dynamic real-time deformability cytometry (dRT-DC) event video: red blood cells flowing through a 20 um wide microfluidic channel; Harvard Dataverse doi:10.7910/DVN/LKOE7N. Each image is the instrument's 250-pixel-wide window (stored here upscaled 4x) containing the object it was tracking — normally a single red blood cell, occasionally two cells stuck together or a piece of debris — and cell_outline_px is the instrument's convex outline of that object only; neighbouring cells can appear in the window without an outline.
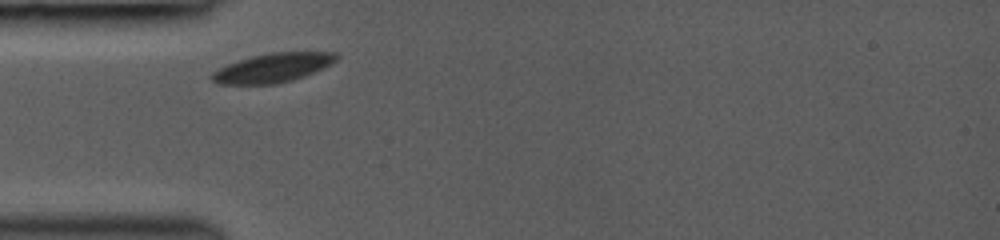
{"species": "common noctule bat (a hibernating species)", "species_latin": "Nyctalus noctula", "temperature_condition": "room temperature", "stored_images_in_passage": 4, "camera_frame_rate_fps": 3000, "um_per_image_px": 0.085, "animal": {"sex": "female", "body_mass_g": 19.0, "forearm_length_mm": 53.3}, "frame": {"image": 1, "passage_image": 1, "time_ms": 0.0, "image_size_px": [1000, 240], "cell_outline_px": [[340, 56], [332, 64], [304, 76], [292, 80], [276, 84], [220, 84], [212, 80], [208, 76], [212, 72], [228, 64], [252, 56], [272, 52], [336, 52]], "centroid_in_image_um": [23.2, 5.76], "position_along_channel_um": 61.8, "area_um2": 21.04}}
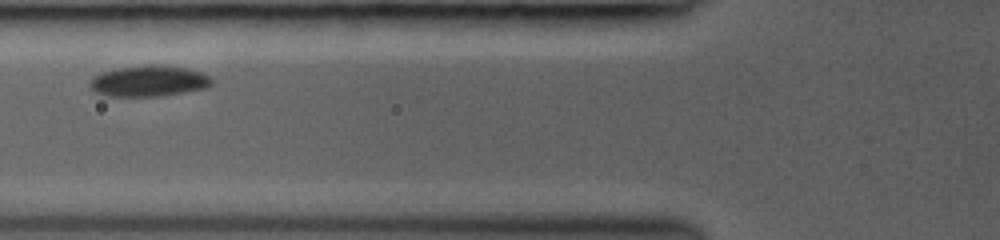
{"frame": {"image": 2, "passage_image": 3, "time_ms": 1.333, "image_size_px": [1000, 240], "cell_outline_px": [[212, 84], [208, 88], [160, 96], [104, 96], [96, 92], [88, 84], [88, 80], [92, 76], [100, 72], [120, 68], [144, 64], [164, 64], [188, 68], [204, 72], [212, 80]], "centroid_in_image_um": [12.65, 6.87], "position_along_channel_um": 113.2, "area_um2": 22.48}}